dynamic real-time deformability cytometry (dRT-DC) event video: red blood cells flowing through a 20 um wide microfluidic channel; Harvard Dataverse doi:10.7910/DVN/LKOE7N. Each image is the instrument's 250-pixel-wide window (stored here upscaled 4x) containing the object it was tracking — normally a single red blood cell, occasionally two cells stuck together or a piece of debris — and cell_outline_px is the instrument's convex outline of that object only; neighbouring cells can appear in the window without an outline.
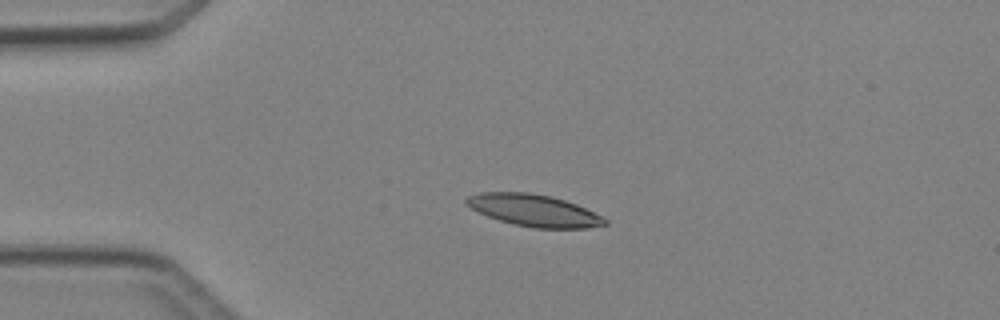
{"species": "Egyptian fruit bat (a non-hibernating species)", "species_latin": "Rousettus aegyptiacus", "temperature_condition": "cold", "stored_images_in_passage": 4, "camera_frame_rate_fps": 3000, "um_per_image_px": 0.085, "animal": {"sex": "female"}, "frame": {"image": 1, "passage_image": 2, "time_ms": 1.0, "image_size_px": [1000, 320], "cell_outline_px": [[608, 224], [588, 228], [536, 228], [512, 224], [488, 216], [472, 208], [464, 200], [468, 196], [480, 192], [528, 192], [552, 196], [576, 204], [604, 216], [608, 220]], "centroid_in_image_um": [45.44, 17.88], "position_along_channel_um": 39.6, "area_um2": 25.72}}
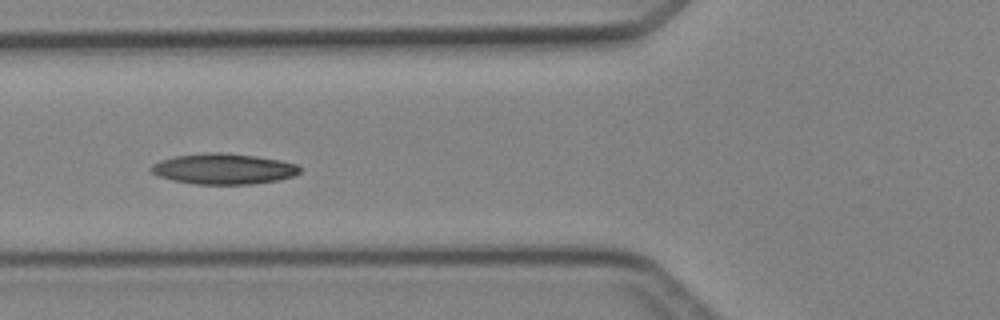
{"frame": {"image": 2, "passage_image": 4, "time_ms": 3.333, "image_size_px": [1000, 320], "cell_outline_px": [[300, 172], [292, 176], [276, 180], [252, 184], [196, 184], [172, 180], [160, 176], [152, 172], [152, 164], [160, 160], [176, 156], [208, 152], [220, 152], [256, 156], [280, 160], [296, 164], [300, 168]], "centroid_in_image_um": [19.0, 14.35], "position_along_channel_um": 106.8, "area_um2": 26.3}}